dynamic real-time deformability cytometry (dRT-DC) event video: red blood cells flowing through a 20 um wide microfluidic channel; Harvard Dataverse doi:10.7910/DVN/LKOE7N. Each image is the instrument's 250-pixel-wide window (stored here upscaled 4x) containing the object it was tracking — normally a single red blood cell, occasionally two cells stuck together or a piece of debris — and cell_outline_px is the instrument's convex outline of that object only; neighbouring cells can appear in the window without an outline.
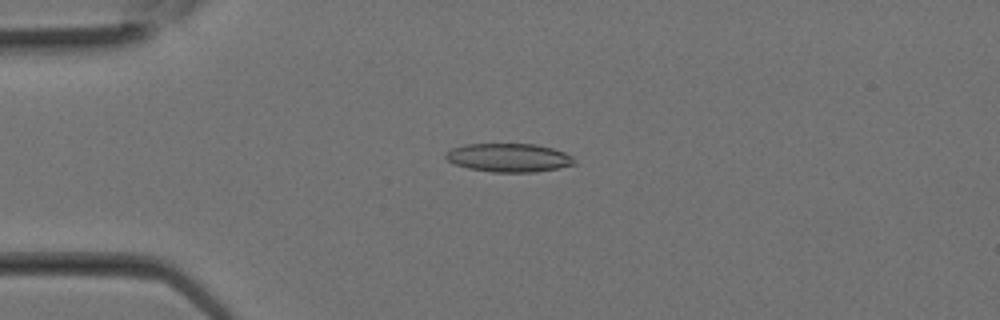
{"species": "Egyptian fruit bat (a non-hibernating species)", "species_latin": "Rousettus aegyptiacus", "temperature_condition": "room temperature", "stored_images_in_passage": 7, "camera_frame_rate_fps": 3000, "um_per_image_px": 0.085, "animal": {"sex": "female"}, "frame": {"image": 1, "passage_image": 2, "time_ms": 0.333, "image_size_px": [1000, 320], "cell_outline_px": [[576, 164], [560, 168], [536, 172], [492, 172], [468, 168], [456, 164], [448, 160], [444, 156], [452, 148], [464, 144], [536, 144], [552, 148], [564, 152], [572, 156]], "centroid_in_image_um": [43.28, 13.4], "position_along_channel_um": 41.7, "area_um2": 21.39}}
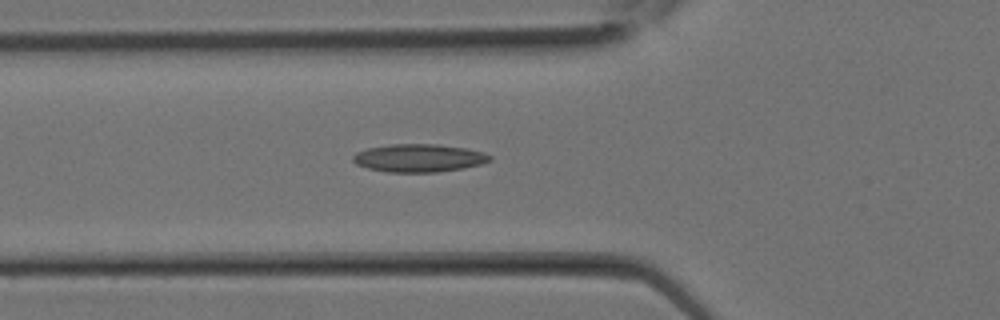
{"frame": {"image": 2, "passage_image": 5, "time_ms": 1.333, "image_size_px": [1000, 320], "cell_outline_px": [[492, 160], [480, 164], [464, 168], [436, 172], [388, 172], [368, 168], [356, 164], [352, 160], [352, 156], [356, 152], [368, 148], [388, 144], [436, 144], [468, 148], [484, 152], [492, 156]], "centroid_in_image_um": [35.62, 13.42], "position_along_channel_um": 90.2, "area_um2": 22.43}}
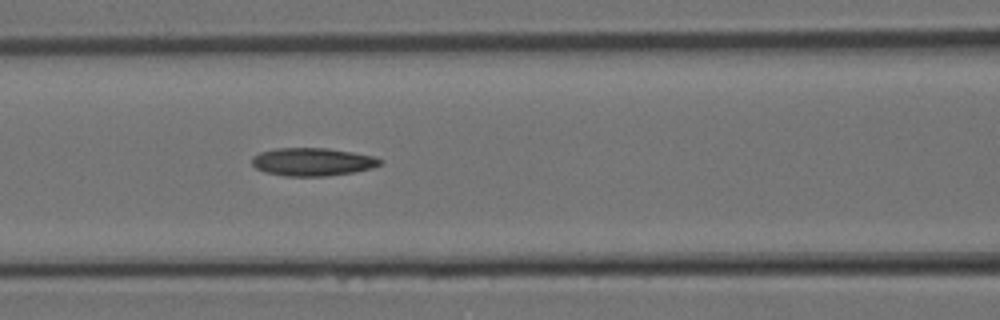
{"frame": {"image": 3, "passage_image": 7, "time_ms": 2.0, "image_size_px": [1000, 320], "cell_outline_px": [[384, 164], [372, 168], [356, 172], [328, 176], [284, 176], [264, 172], [256, 168], [252, 164], [252, 156], [260, 152], [276, 148], [328, 148], [376, 156], [384, 160]], "centroid_in_image_um": [26.61, 13.76], "position_along_channel_um": 140.0, "area_um2": 21.27}}